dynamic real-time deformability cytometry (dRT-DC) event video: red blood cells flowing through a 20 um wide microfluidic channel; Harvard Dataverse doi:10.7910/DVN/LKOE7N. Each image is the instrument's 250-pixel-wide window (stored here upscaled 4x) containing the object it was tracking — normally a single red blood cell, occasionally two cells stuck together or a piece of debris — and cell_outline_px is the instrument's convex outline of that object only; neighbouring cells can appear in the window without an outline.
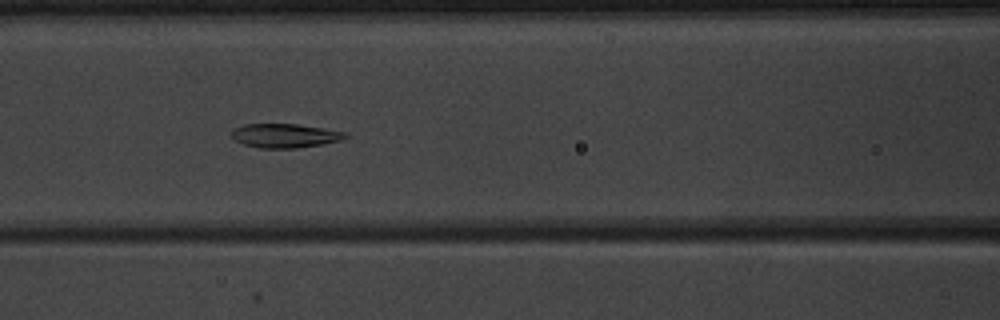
{"species": "common noctule bat (a hibernating species)", "species_latin": "Nyctalus noctula", "temperature_condition": "warm", "stored_images_in_passage": 41, "camera_frame_rate_fps": 3000, "um_per_image_px": 0.085, "animal": {"sex": "male", "body_mass_g": 20.1, "forearm_length_mm": 53.5}, "frame": {"image": 1, "passage_image": 13, "time_ms": 4.0, "image_size_px": [1000, 320], "cell_outline_px": [[348, 136], [344, 140], [296, 148], [260, 148], [244, 144], [236, 140], [232, 136], [232, 128], [244, 124], [296, 124], [324, 128], [348, 132]], "centroid_in_image_um": [24.25, 11.52], "position_along_channel_um": 142.4, "area_um2": 15.95}}
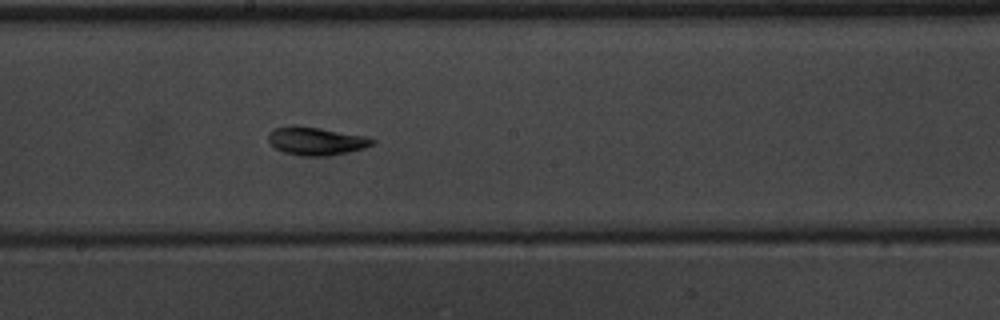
{"frame": {"image": 2, "passage_image": 19, "time_ms": 6.0, "image_size_px": [1000, 320], "cell_outline_px": [[376, 144], [364, 148], [348, 152], [328, 156], [300, 156], [284, 152], [276, 148], [268, 140], [268, 132], [276, 128], [320, 128], [364, 136], [376, 140]], "centroid_in_image_um": [26.93, 12.03], "position_along_channel_um": 221.3, "area_um2": 16.47}}
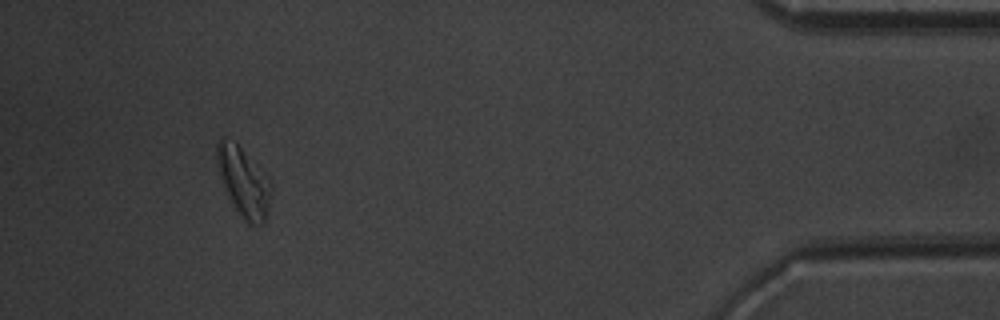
{"frame": {"image": 3, "passage_image": 38, "time_ms": 12.333, "image_size_px": [1000, 320], "cell_outline_px": [[272, 188], [268, 212], [264, 220], [260, 224], [248, 224], [240, 216], [216, 168], [216, 144], [220, 136], [236, 144], [272, 180]], "centroid_in_image_um": [20.72, 15.45], "position_along_channel_um": 414.5, "area_um2": 21.5}, "authors_computed_cell_mechanics": {"area_um2": 16.5886, "velocity_mm_per_s": 3.9653, "shape_relaxation_time_tau1_ms": null, "shape_relaxation_time_tau2_ms": 2.595, "deformation_change_tau1": null, "deformation_change_tau2": 0.0792}}